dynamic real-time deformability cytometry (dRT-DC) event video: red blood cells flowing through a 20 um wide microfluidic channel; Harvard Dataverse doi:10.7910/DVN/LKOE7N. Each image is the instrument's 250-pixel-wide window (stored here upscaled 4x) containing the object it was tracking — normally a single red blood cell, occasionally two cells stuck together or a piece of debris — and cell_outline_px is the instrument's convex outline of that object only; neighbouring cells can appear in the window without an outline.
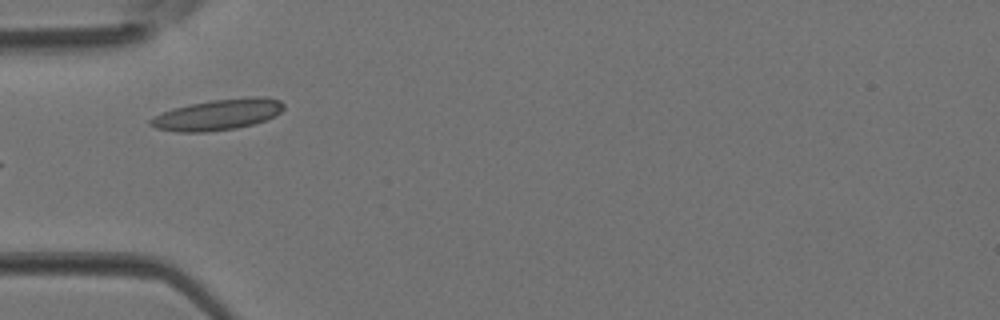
{"species": "Egyptian fruit bat (a non-hibernating species)", "species_latin": "Rousettus aegyptiacus", "temperature_condition": "room temperature", "stored_images_in_passage": 5, "camera_frame_rate_fps": 3000, "um_per_image_px": 0.085, "animal": {"sex": "female"}, "frame": {"image": 1, "passage_image": 4, "time_ms": 1.0, "image_size_px": [1000, 320], "cell_outline_px": [[284, 108], [276, 116], [252, 124], [236, 128], [208, 132], [176, 132], [156, 128], [148, 124], [148, 120], [164, 112], [176, 108], [192, 104], [212, 100], [256, 96], [268, 96], [280, 100], [284, 104]], "centroid_in_image_um": [18.55, 9.74], "position_along_channel_um": 66.4, "area_um2": 23.87}}
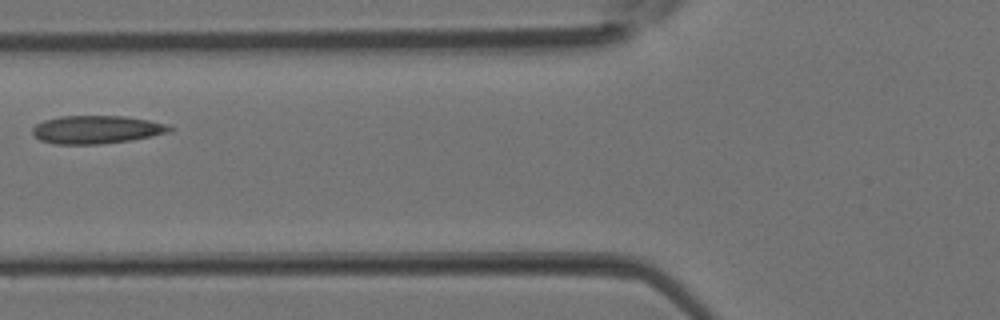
{"frame": {"image": 2, "passage_image": 5, "time_ms": 1.333, "image_size_px": [1000, 320], "cell_outline_px": [[176, 128], [172, 132], [128, 140], [100, 144], [56, 144], [40, 140], [32, 136], [32, 128], [36, 124], [44, 120], [60, 116], [124, 116], [148, 120], [168, 124]], "centroid_in_image_um": [8.21, 11.01], "position_along_channel_um": 117.6, "area_um2": 22.54}}